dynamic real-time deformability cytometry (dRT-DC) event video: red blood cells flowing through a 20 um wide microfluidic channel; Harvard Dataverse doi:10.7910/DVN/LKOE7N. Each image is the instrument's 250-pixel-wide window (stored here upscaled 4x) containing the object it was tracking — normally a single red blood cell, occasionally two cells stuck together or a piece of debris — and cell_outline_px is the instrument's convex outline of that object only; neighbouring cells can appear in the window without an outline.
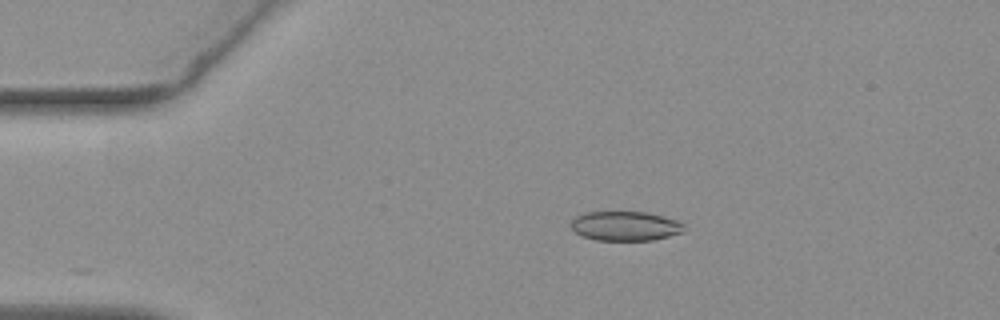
{"species": "common noctule bat (a hibernating species)", "species_latin": "Nyctalus noctula", "temperature_condition": "warm", "stored_images_in_passage": 47, "camera_frame_rate_fps": 3000, "um_per_image_px": 0.085, "animal": {"sex": "female", "body_mass_g": 19.3, "forearm_length_mm": 54.1}, "frame": {"image": 1, "passage_image": 3, "time_ms": 0.667, "image_size_px": [1000, 320], "cell_outline_px": [[684, 232], [652, 240], [596, 240], [584, 236], [576, 232], [572, 228], [572, 220], [576, 216], [584, 212], [644, 212], [664, 216], [676, 220], [684, 224]], "centroid_in_image_um": [53.17, 19.2], "position_along_channel_um": 31.8, "area_um2": 19.25}}
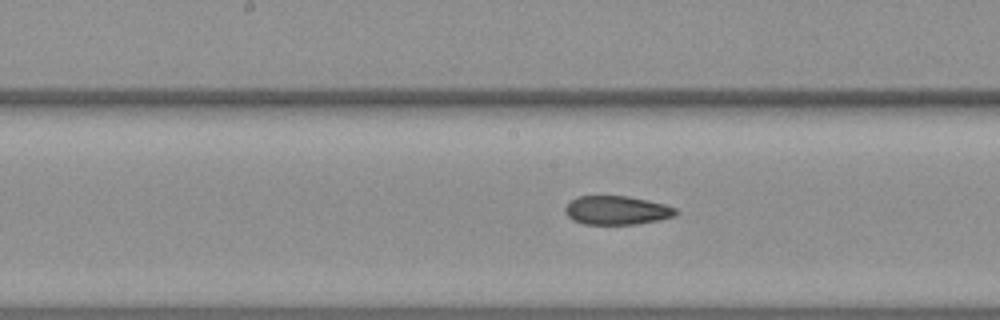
{"frame": {"image": 2, "passage_image": 20, "time_ms": 6.333, "image_size_px": [1000, 320], "cell_outline_px": [[676, 212], [672, 216], [660, 220], [636, 224], [584, 224], [572, 220], [564, 212], [564, 208], [568, 200], [576, 196], [628, 196], [648, 200], [664, 204], [676, 208]], "centroid_in_image_um": [52.35, 17.87], "position_along_channel_um": 195.8, "area_um2": 18.67}}
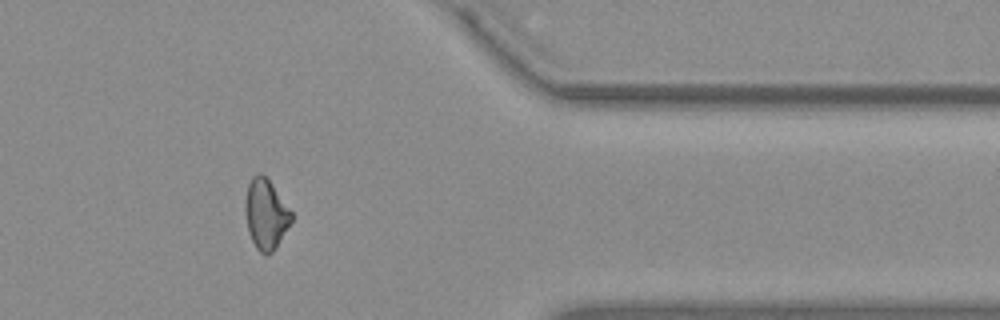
{"frame": {"image": 3, "passage_image": 37, "time_ms": 12.0, "image_size_px": [1000, 320], "cell_outline_px": [[292, 220], [276, 248], [268, 256], [260, 252], [256, 248], [248, 232], [244, 208], [244, 204], [248, 184], [252, 176], [256, 172], [260, 172], [272, 184], [292, 212]], "centroid_in_image_um": [22.58, 18.21], "position_along_channel_um": 388.8, "area_um2": 18.9}, "authors_computed_cell_mechanics": {"area_um2": 19.2474, "velocity_mm_per_s": 3.758, "shape_relaxation_time_tau1_ms": null, "shape_relaxation_time_tau2_ms": 3.3098, "deformation_change_tau1": null, "deformation_change_tau2": 0.1008}}